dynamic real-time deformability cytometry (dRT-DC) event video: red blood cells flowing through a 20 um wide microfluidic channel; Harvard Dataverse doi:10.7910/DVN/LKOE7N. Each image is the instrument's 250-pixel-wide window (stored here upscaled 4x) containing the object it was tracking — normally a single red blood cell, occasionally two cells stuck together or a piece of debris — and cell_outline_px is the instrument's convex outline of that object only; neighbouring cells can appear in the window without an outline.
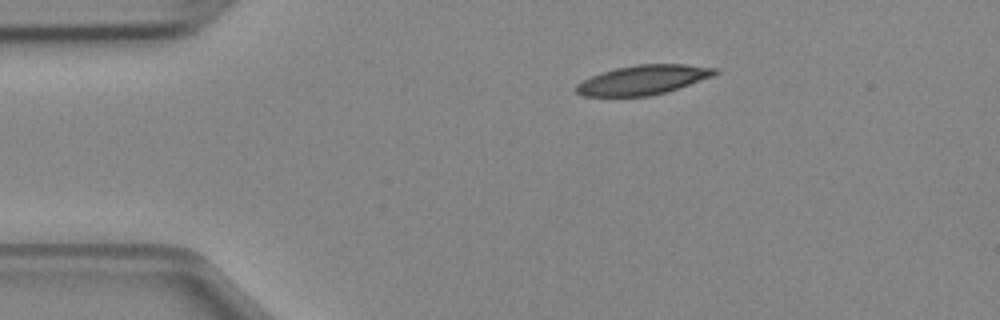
{"species": "Egyptian fruit bat (a non-hibernating species)", "species_latin": "Rousettus aegyptiacus", "temperature_condition": "cold", "stored_images_in_passage": 40, "camera_frame_rate_fps": 3000, "um_per_image_px": 0.085, "animal": {"sex": "female"}, "frame": {"image": 1, "passage_image": 1, "time_ms": 0.0, "image_size_px": [1000, 320], "cell_outline_px": [[720, 72], [712, 76], [668, 92], [648, 96], [580, 96], [576, 92], [576, 84], [600, 72], [616, 68], [636, 64], [684, 64], [720, 68]], "centroid_in_image_um": [54.69, 6.78], "position_along_channel_um": 30.3, "area_um2": 23.93}}
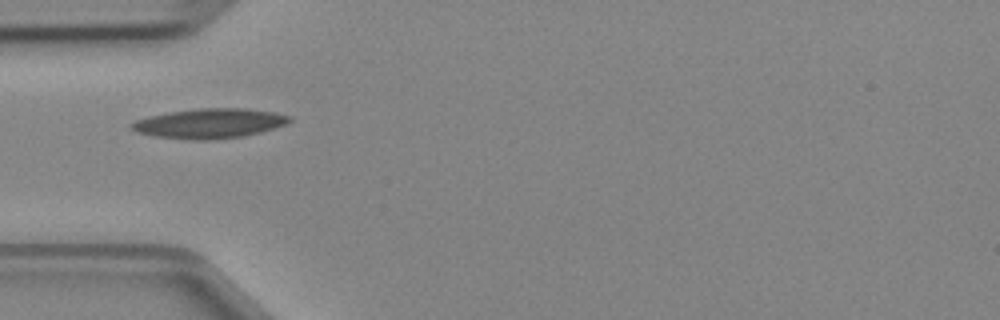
{"frame": {"image": 2, "passage_image": 7, "time_ms": 2.0, "image_size_px": [1000, 320], "cell_outline_px": [[292, 120], [288, 124], [260, 132], [244, 136], [208, 140], [192, 140], [156, 136], [136, 132], [128, 124], [136, 120], [148, 116], [168, 112], [196, 108], [244, 108], [276, 112], [292, 116]], "centroid_in_image_um": [17.83, 10.48], "position_along_channel_um": 67.2, "area_um2": 27.57}}
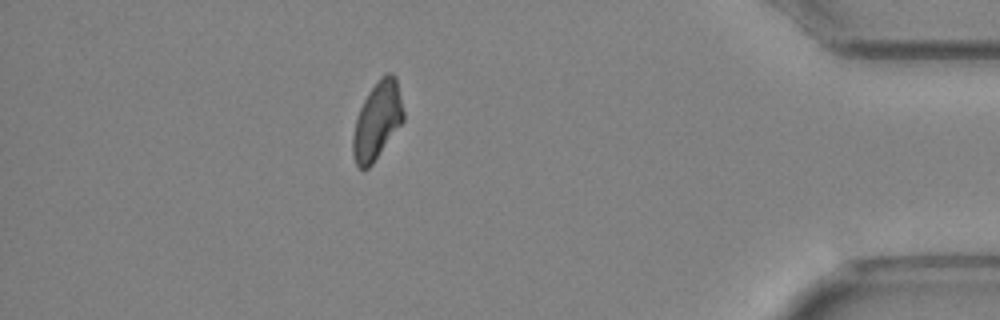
{"frame": {"image": 3, "passage_image": 34, "time_ms": 11.0, "image_size_px": [1000, 320], "cell_outline_px": [[404, 120], [372, 164], [368, 168], [360, 168], [356, 164], [352, 152], [352, 136], [356, 120], [360, 108], [368, 92], [380, 76], [388, 72], [392, 72], [396, 76], [404, 112]], "centroid_in_image_um": [32.07, 10.22], "position_along_channel_um": 403.1, "area_um2": 22.72}}